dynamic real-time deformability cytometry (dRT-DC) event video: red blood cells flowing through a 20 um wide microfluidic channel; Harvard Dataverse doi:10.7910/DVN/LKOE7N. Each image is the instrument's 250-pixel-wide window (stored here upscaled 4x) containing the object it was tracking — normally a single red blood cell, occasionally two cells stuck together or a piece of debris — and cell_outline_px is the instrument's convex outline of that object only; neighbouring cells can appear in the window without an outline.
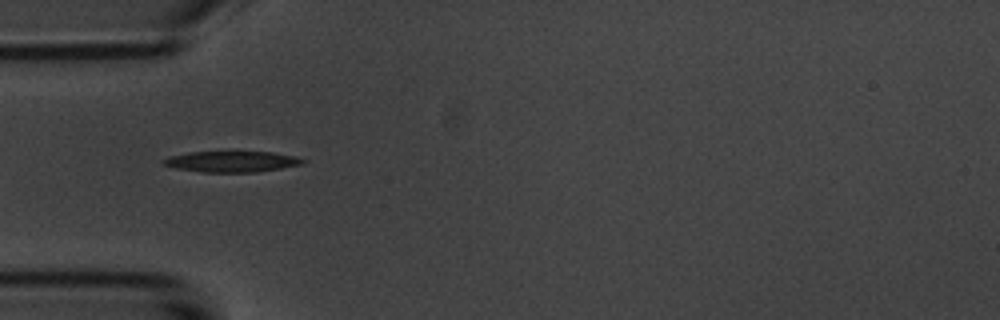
{"species": "common noctule bat (a hibernating species)", "species_latin": "Nyctalus noctula", "temperature_condition": "room temperature", "stored_images_in_passage": 8, "camera_frame_rate_fps": 3000, "um_per_image_px": 0.085, "animal": {"sex": "male", "body_mass_g": 20.1, "forearm_length_mm": 53.5}, "frame": {"image": 1, "passage_image": 6, "time_ms": 5.667, "image_size_px": [1000, 320], "cell_outline_px": [[308, 160], [304, 164], [256, 172], [204, 172], [176, 168], [164, 164], [160, 160], [168, 156], [188, 152], [272, 152], [296, 156]], "centroid_in_image_um": [19.72, 13.73], "position_along_channel_um": 65.3, "area_um2": 16.99}}
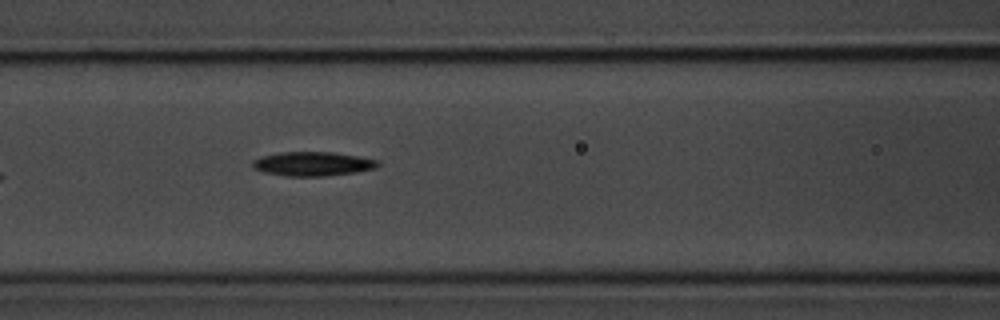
{"frame": {"image": 2, "passage_image": 8, "time_ms": 7.667, "image_size_px": [1000, 320], "cell_outline_px": [[380, 164], [376, 168], [356, 172], [324, 176], [284, 176], [264, 172], [252, 168], [252, 160], [260, 156], [280, 152], [332, 152], [380, 160]], "centroid_in_image_um": [26.56, 13.92], "position_along_channel_um": 140.0, "area_um2": 17.74}}